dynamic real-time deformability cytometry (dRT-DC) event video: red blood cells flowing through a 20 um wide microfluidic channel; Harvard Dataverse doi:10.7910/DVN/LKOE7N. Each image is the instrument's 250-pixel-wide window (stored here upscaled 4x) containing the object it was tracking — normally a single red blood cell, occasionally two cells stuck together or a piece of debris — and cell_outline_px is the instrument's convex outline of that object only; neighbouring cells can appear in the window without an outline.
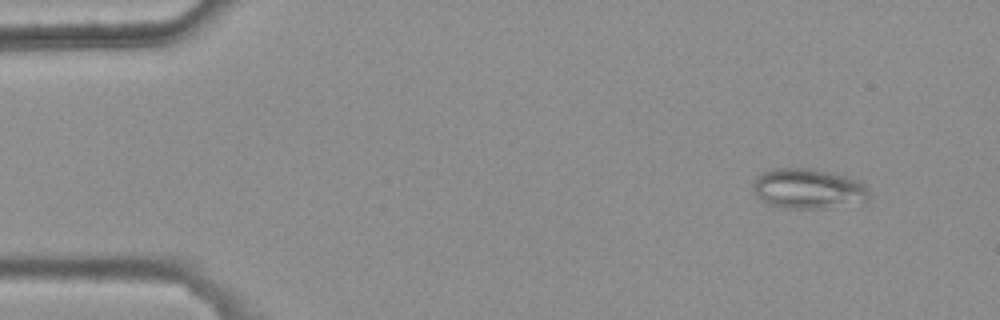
{"species": "common noctule bat (a hibernating species)", "species_latin": "Nyctalus noctula", "temperature_condition": "warm", "stored_images_in_passage": 4, "camera_frame_rate_fps": 3000, "um_per_image_px": 0.085, "animal": {"sex": "female", "body_mass_g": 25.1}, "frame": {"image": 1, "passage_image": 1, "time_ms": 0.0, "image_size_px": [1000, 320], "cell_outline_px": [[868, 200], [820, 208], [784, 208], [768, 204], [756, 196], [752, 184], [752, 180], [764, 172], [772, 168], [808, 168], [828, 172], [860, 180], [868, 188]], "centroid_in_image_um": [68.64, 16.02], "position_along_channel_um": 16.4, "area_um2": 26.82}}